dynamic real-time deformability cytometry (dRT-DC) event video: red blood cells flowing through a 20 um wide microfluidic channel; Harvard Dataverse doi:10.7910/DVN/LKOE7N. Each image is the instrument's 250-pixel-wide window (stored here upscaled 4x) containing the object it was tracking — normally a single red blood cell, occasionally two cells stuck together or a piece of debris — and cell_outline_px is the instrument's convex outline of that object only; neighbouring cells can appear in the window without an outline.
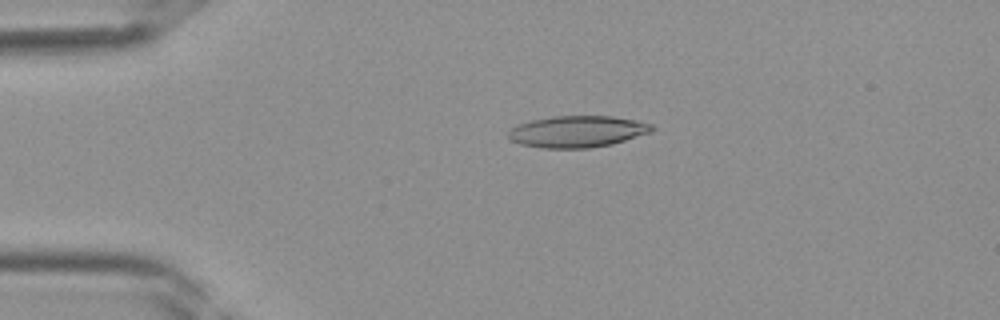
{"species": "Egyptian fruit bat (a non-hibernating species)", "species_latin": "Rousettus aegyptiacus", "temperature_condition": "room temperature", "stored_images_in_passage": 37, "camera_frame_rate_fps": 3000, "um_per_image_px": 0.085, "frame": {"image": 1, "passage_image": 6, "time_ms": 1.667, "image_size_px": [1000, 320], "cell_outline_px": [[656, 128], [652, 132], [612, 144], [588, 148], [540, 148], [520, 144], [512, 140], [508, 136], [508, 132], [516, 124], [532, 120], [552, 116], [612, 116], [636, 120], [652, 124]], "centroid_in_image_um": [49.09, 11.18], "position_along_channel_um": 35.9, "area_um2": 26.53}}
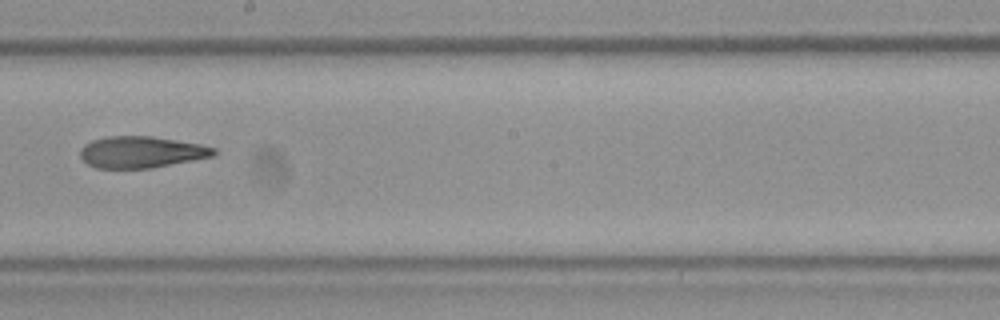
{"frame": {"image": 2, "passage_image": 20, "time_ms": 6.333, "image_size_px": [1000, 320], "cell_outline_px": [[216, 152], [212, 156], [152, 168], [96, 168], [88, 164], [80, 156], [80, 148], [84, 144], [92, 140], [108, 136], [152, 136], [200, 144], [216, 148]], "centroid_in_image_um": [11.98, 12.92], "position_along_channel_um": 236.2, "area_um2": 24.45}}
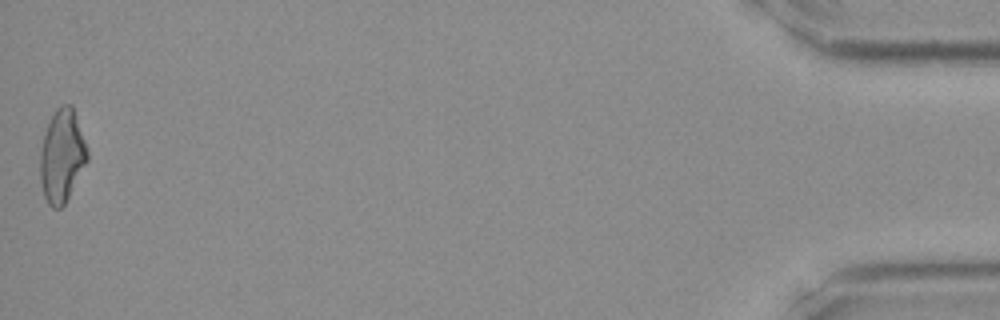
{"frame": {"image": 3, "passage_image": 37, "time_ms": 12.0, "image_size_px": [1000, 320], "cell_outline_px": [[88, 160], [64, 204], [60, 208], [52, 208], [48, 204], [44, 196], [40, 180], [40, 152], [44, 136], [48, 124], [56, 108], [60, 104], [72, 104], [88, 148]], "centroid_in_image_um": [5.27, 13.23], "position_along_channel_um": 429.9, "area_um2": 25.43}}